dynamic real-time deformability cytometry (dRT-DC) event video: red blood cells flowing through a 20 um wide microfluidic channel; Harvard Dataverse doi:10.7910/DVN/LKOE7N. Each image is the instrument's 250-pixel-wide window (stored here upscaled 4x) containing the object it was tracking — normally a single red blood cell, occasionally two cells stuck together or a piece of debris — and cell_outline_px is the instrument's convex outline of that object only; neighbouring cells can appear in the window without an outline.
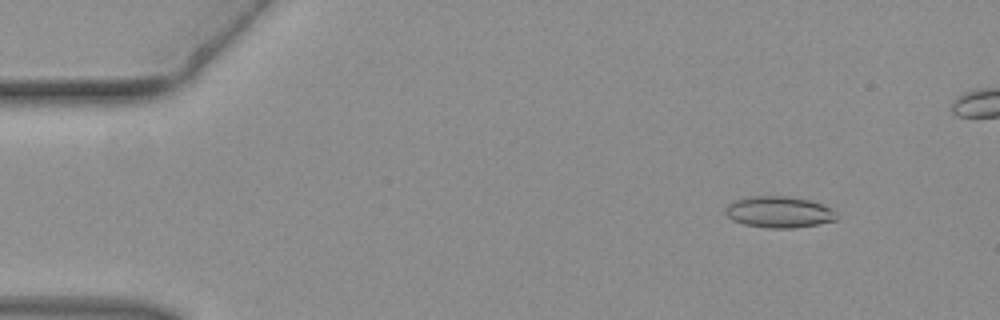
{"species": "common noctule bat (a hibernating species)", "species_latin": "Nyctalus noctula", "temperature_condition": "warm", "stored_images_in_passage": 43, "camera_frame_rate_fps": 3000, "um_per_image_px": 0.085, "animal": {"sex": "female", "body_mass_g": 19.3, "forearm_length_mm": 54.1}, "frame": {"image": 1, "passage_image": 4, "time_ms": 1.0, "image_size_px": [1000, 320], "cell_outline_px": [[836, 220], [796, 228], [768, 228], [744, 224], [732, 220], [724, 212], [724, 208], [728, 204], [736, 200], [752, 196], [784, 196], [808, 200], [832, 208], [836, 212]], "centroid_in_image_um": [66.19, 18.03], "position_along_channel_um": 18.8, "area_um2": 20.17}}
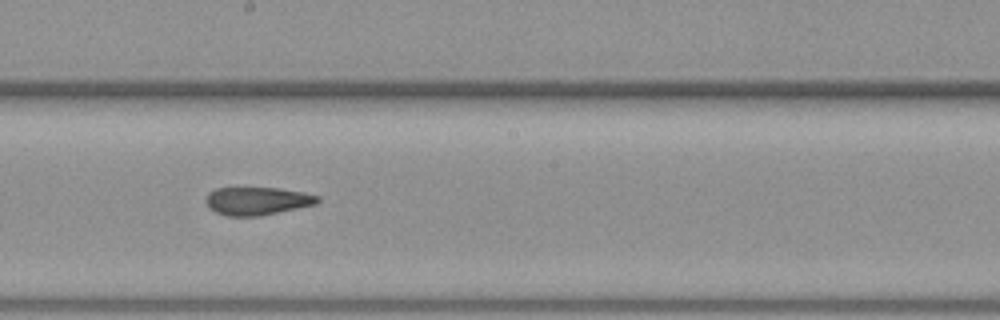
{"frame": {"image": 2, "passage_image": 25, "time_ms": 8.0, "image_size_px": [1000, 320], "cell_outline_px": [[320, 200], [316, 204], [260, 216], [228, 216], [216, 212], [208, 208], [204, 200], [208, 192], [216, 188], [276, 188], [304, 192], [320, 196]], "centroid_in_image_um": [21.84, 17.08], "position_along_channel_um": 226.4, "area_um2": 18.32}}
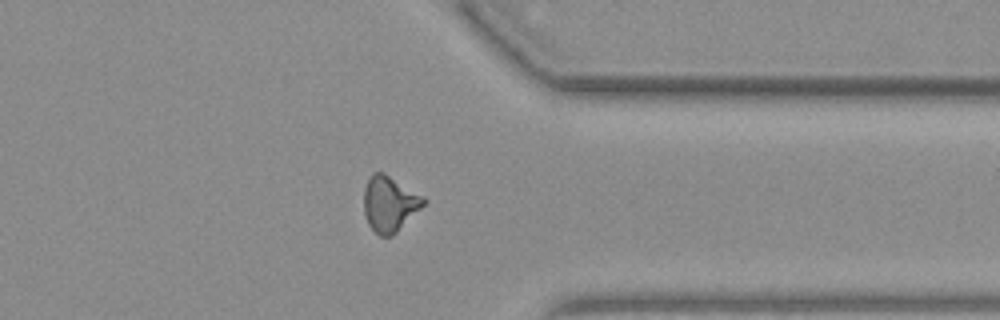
{"frame": {"image": 3, "passage_image": 36, "time_ms": 11.667, "image_size_px": [1000, 320], "cell_outline_px": [[428, 200], [392, 236], [380, 236], [368, 224], [364, 212], [364, 188], [368, 176], [372, 172], [384, 172], [424, 196]], "centroid_in_image_um": [33.09, 17.28], "position_along_channel_um": 378.3, "area_um2": 19.31}}